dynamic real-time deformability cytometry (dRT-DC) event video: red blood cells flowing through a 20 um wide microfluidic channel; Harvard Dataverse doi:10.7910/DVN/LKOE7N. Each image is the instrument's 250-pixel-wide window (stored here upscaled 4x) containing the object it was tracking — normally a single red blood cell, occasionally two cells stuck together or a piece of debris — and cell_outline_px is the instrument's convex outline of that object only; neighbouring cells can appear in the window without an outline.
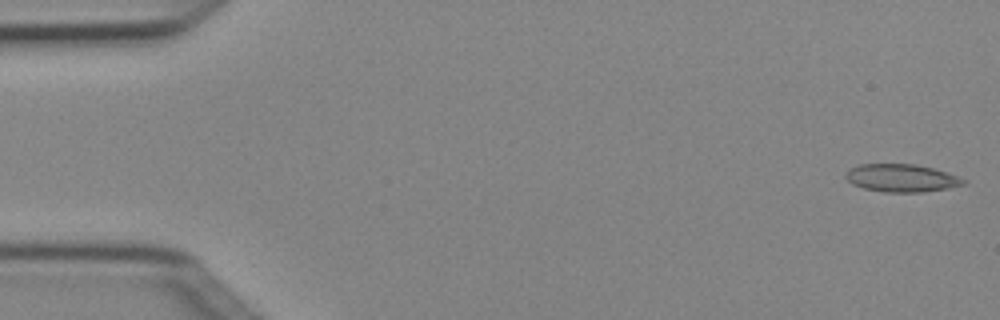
{"species": "Egyptian fruit bat (a non-hibernating species)", "species_latin": "Rousettus aegyptiacus", "temperature_condition": "cold", "stored_images_in_passage": 5, "segment_of_instrument_passage": [2, 2], "camera_frame_rate_fps": 3000, "um_per_image_px": 0.085, "animal": {"sex": "female"}, "frame": {"image": 1, "passage_image": 5, "time_ms": 1.333, "image_size_px": [1000, 320], "cell_outline_px": [[968, 184], [948, 188], [924, 192], [884, 192], [864, 188], [852, 184], [844, 176], [848, 168], [860, 164], [916, 164], [948, 172], [968, 180]], "centroid_in_image_um": [76.66, 15.13], "position_along_channel_um": 8.3, "area_um2": 19.31}}